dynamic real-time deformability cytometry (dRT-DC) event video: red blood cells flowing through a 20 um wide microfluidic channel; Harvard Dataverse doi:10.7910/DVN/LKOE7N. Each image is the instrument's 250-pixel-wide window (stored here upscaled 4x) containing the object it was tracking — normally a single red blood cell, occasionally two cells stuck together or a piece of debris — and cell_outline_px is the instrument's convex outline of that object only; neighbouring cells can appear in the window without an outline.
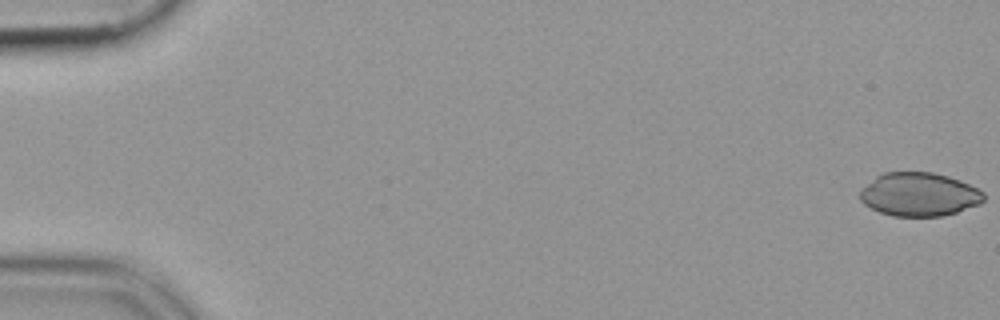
{"species": "common noctule bat (a hibernating species)", "species_latin": "Nyctalus noctula", "temperature_condition": "cold", "stored_images_in_passage": 17, "camera_frame_rate_fps": 3000, "um_per_image_px": 0.085, "animal": {"sex": "female", "body_mass_g": 19.9}, "frame": {"image": 1, "passage_image": 1, "time_ms": 0.0, "image_size_px": [1000, 320], "cell_outline_px": [[984, 200], [980, 204], [956, 212], [940, 216], [892, 216], [880, 212], [864, 204], [860, 200], [860, 188], [876, 176], [884, 172], [932, 172], [948, 176], [960, 180], [984, 192]], "centroid_in_image_um": [78.11, 16.52], "position_along_channel_um": 6.9, "area_um2": 31.44}}